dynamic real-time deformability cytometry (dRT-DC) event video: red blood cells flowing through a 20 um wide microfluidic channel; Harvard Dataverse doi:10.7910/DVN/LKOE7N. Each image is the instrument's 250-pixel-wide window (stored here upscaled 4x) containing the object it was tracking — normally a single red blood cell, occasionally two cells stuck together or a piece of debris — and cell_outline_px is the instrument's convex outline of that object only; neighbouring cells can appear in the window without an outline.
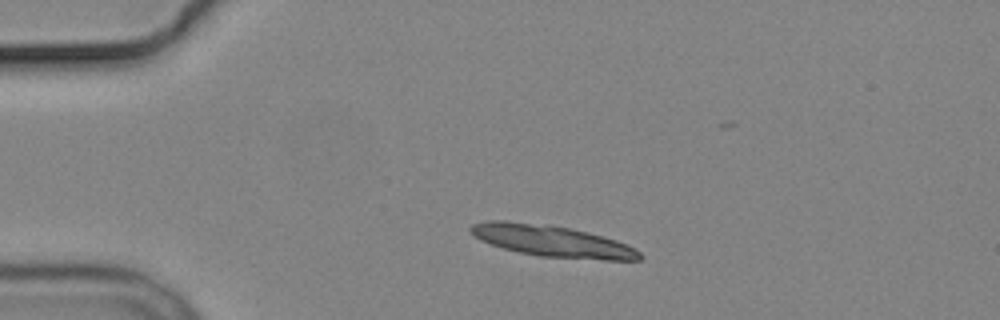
{"species": "common noctule bat (a hibernating species)", "species_latin": "Nyctalus noctula", "temperature_condition": "cold", "stored_images_in_passage": 4, "segment_of_instrument_passage": [1, 2], "camera_frame_rate_fps": 3000, "um_per_image_px": 0.085, "animal": {"sex": "male", "body_mass_g": 19.2, "forearm_length_mm": 51.8}, "frame": {"image": 1, "passage_image": 2, "time_ms": 1.333, "image_size_px": [1000, 320], "cell_outline_px": [[644, 256], [640, 260], [604, 260], [540, 256], [520, 252], [504, 248], [480, 240], [468, 228], [472, 224], [488, 220], [504, 220], [548, 224], [588, 232], [616, 240], [640, 252]], "centroid_in_image_um": [46.92, 20.48], "position_along_channel_um": 38.1, "area_um2": 30.75}}